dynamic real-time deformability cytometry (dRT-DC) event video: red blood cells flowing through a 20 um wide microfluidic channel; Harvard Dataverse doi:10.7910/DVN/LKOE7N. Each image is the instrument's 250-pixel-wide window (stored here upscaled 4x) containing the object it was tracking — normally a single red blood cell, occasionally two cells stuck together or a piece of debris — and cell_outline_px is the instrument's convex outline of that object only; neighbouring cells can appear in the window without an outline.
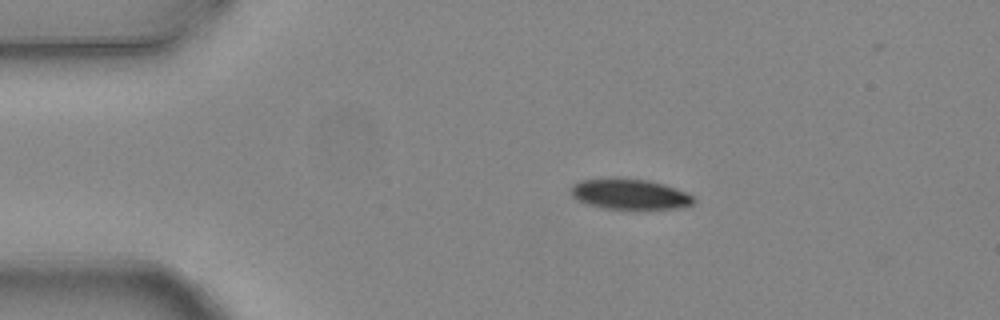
{"species": "common noctule bat (a hibernating species)", "species_latin": "Nyctalus noctula", "temperature_condition": "warm", "stored_images_in_passage": 6, "camera_frame_rate_fps": 3000, "um_per_image_px": 0.085, "animal": {"sex": "female", "body_mass_g": 24.6, "forearm_length_mm": 56.2}, "frame": {"image": 1, "passage_image": 1, "time_ms": 0.0, "image_size_px": [1000, 320], "cell_outline_px": [[696, 200], [692, 204], [684, 208], [636, 212], [632, 212], [604, 208], [588, 204], [572, 196], [568, 192], [572, 184], [580, 180], [604, 176], [620, 176], [648, 180], [676, 188], [692, 196]], "centroid_in_image_um": [53.51, 16.52], "position_along_channel_um": 31.5, "area_um2": 23.41}}
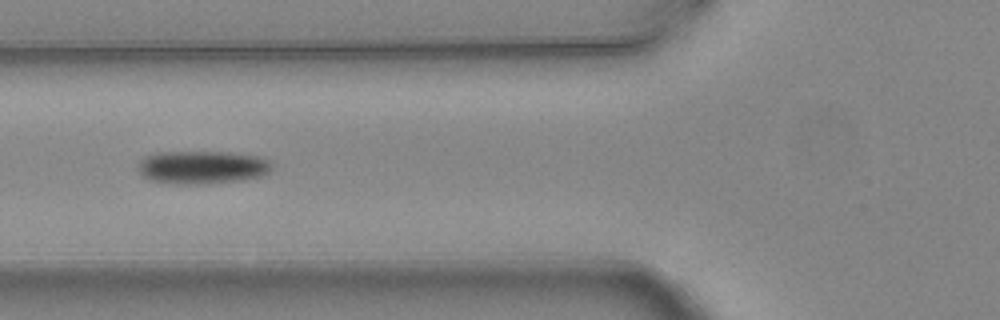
{"frame": {"image": 2, "passage_image": 4, "time_ms": 1.0, "image_size_px": [1000, 320], "cell_outline_px": [[272, 168], [264, 176], [244, 180], [212, 184], [176, 184], [148, 180], [136, 168], [140, 160], [144, 156], [156, 152], [232, 152], [260, 156], [268, 160], [272, 164]], "centroid_in_image_um": [17.2, 14.22], "position_along_channel_um": 108.6, "area_um2": 26.41}}
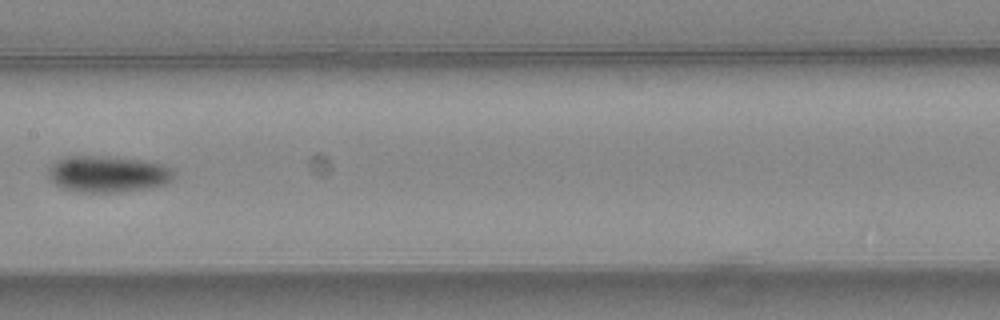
{"frame": {"image": 3, "passage_image": 6, "time_ms": 1.667, "image_size_px": [1000, 320], "cell_outline_px": [[176, 176], [172, 180], [164, 184], [152, 188], [124, 192], [76, 192], [64, 188], [56, 184], [48, 176], [48, 168], [56, 160], [64, 156], [112, 156], [144, 160], [164, 164], [172, 168], [176, 172]], "centroid_in_image_um": [9.22, 14.78], "position_along_channel_um": 198.2, "area_um2": 27.28}}